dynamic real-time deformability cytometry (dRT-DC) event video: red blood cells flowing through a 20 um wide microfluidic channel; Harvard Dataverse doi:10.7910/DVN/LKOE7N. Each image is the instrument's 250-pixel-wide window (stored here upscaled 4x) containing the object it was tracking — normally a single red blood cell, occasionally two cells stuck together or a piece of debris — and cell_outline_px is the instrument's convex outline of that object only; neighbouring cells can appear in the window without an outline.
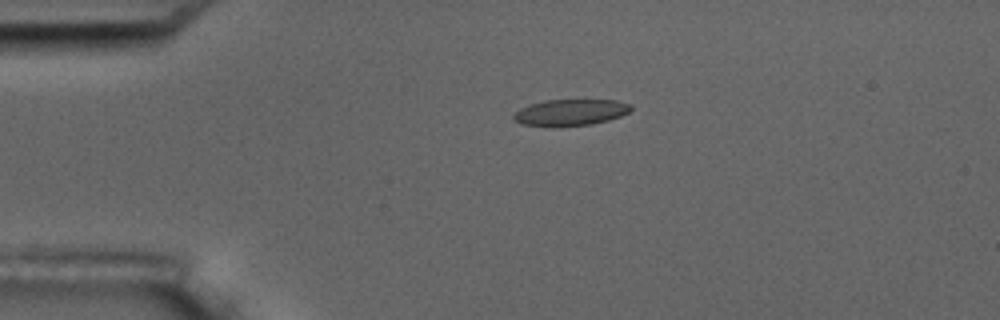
{"species": "common noctule bat (a hibernating species)", "species_latin": "Nyctalus noctula", "temperature_condition": "room temperature", "stored_images_in_passage": 3, "camera_frame_rate_fps": 3000, "um_per_image_px": 0.085, "animal": {"sex": "male", "body_mass_g": 17.5, "forearm_length_mm": 52.3}, "frame": {"image": 1, "passage_image": 2, "time_ms": 1.0, "image_size_px": [1000, 320], "cell_outline_px": [[632, 108], [628, 112], [620, 116], [608, 120], [592, 124], [556, 128], [552, 128], [520, 124], [512, 120], [512, 116], [520, 108], [544, 100], [616, 100], [632, 104]], "centroid_in_image_um": [48.45, 9.58], "position_along_channel_um": 36.6, "area_um2": 18.44}}